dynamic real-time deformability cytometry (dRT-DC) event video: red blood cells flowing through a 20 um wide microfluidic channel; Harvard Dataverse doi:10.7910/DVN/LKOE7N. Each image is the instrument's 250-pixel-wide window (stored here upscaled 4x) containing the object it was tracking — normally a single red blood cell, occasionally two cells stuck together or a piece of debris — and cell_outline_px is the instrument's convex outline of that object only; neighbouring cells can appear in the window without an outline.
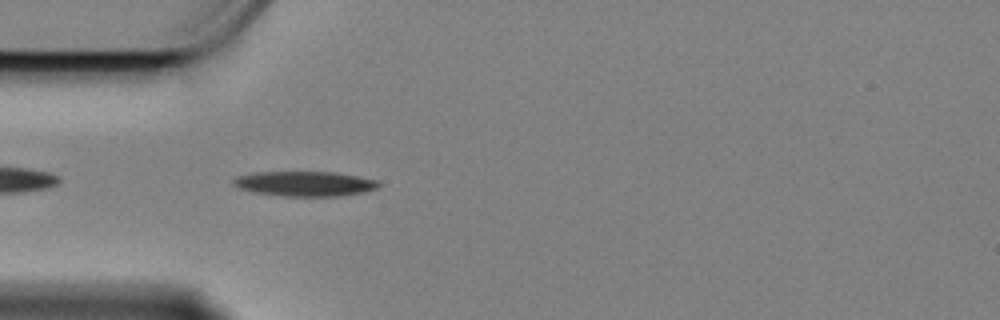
{"species": "Egyptian fruit bat (a non-hibernating species)", "species_latin": "Rousettus aegyptiacus", "temperature_condition": "cold", "stored_images_in_passage": 43, "camera_frame_rate_fps": 3000, "um_per_image_px": 0.085, "animal": {"sex": "female"}, "frame": {"image": 1, "passage_image": 1, "time_ms": 0.0, "image_size_px": [1000, 320], "cell_outline_px": [[380, 184], [376, 188], [364, 192], [340, 196], [284, 196], [256, 192], [240, 188], [232, 184], [232, 180], [236, 176], [256, 172], [336, 172], [376, 180]], "centroid_in_image_um": [25.89, 15.61], "position_along_channel_um": 59.1, "area_um2": 20.92}}
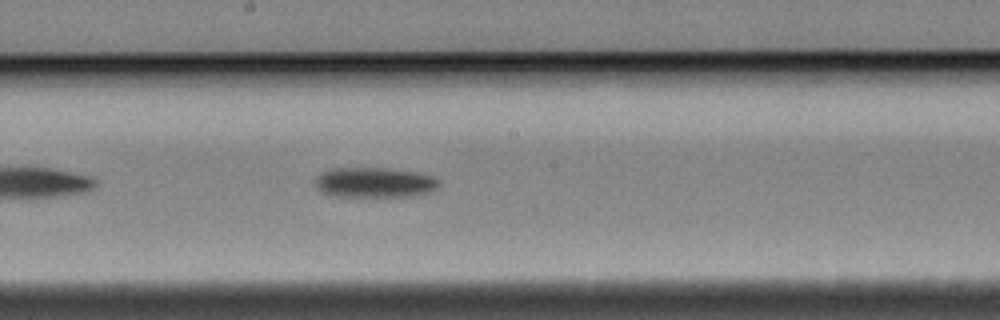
{"frame": {"image": 2, "passage_image": 15, "time_ms": 4.667, "image_size_px": [1000, 320], "cell_outline_px": [[440, 184], [432, 192], [412, 196], [332, 196], [320, 192], [316, 188], [316, 176], [320, 172], [328, 168], [392, 168], [416, 172], [432, 176], [440, 180]], "centroid_in_image_um": [31.82, 15.5], "position_along_channel_um": 216.4, "area_um2": 22.08}}
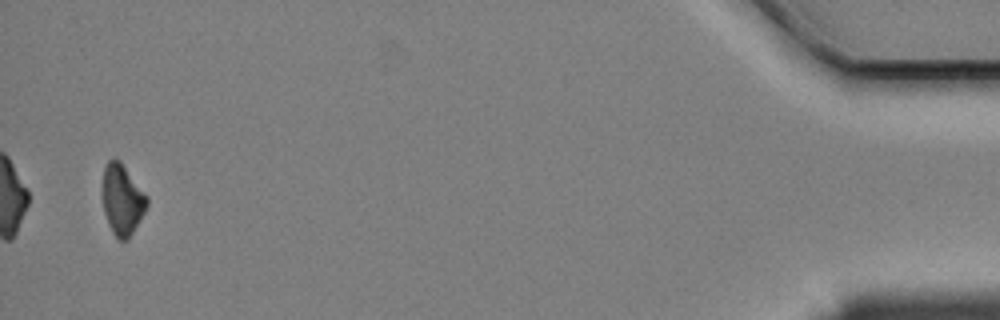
{"frame": {"image": 3, "passage_image": 41, "time_ms": 13.333, "image_size_px": [1000, 320], "cell_outline_px": [[148, 204], [144, 212], [128, 240], [116, 240], [108, 224], [104, 212], [100, 196], [100, 188], [104, 168], [108, 160], [112, 156], [120, 160], [148, 196]], "centroid_in_image_um": [10.34, 16.94], "position_along_channel_um": 424.9, "area_um2": 18.96}, "authors_computed_cell_mechanics": {"area_um2": 20.6924, "velocity_mm_per_s": 3.397, "shape_relaxation_time_tau1_ms": 3.8784, "shape_relaxation_time_tau2_ms": null, "deformation_change_tau1": 0.1348, "deformation_change_tau2": null}}